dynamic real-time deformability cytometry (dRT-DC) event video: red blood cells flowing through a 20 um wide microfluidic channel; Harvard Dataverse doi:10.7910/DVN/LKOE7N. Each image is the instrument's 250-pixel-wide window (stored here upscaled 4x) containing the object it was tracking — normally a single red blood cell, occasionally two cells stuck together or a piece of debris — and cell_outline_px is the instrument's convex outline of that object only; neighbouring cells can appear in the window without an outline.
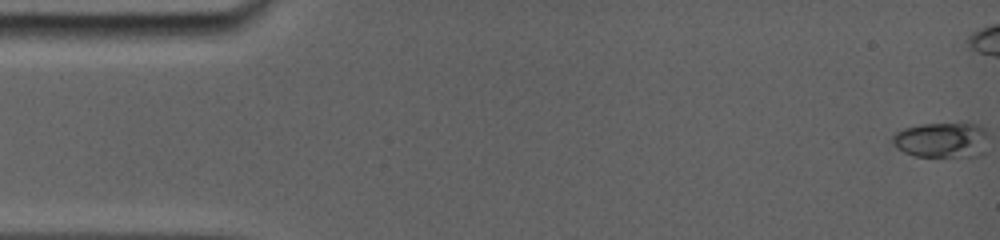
{"species": "common noctule bat (a hibernating species)", "species_latin": "Nyctalus noctula", "temperature_condition": "room temperature", "stored_images_in_passage": 64, "camera_frame_rate_fps": 5000, "um_per_image_px": 0.085, "animal": {"sex": "female", "body_mass_g": 19.0, "forearm_length_mm": 56.7}, "frame": {"image": 1, "passage_image": 1, "time_ms": 0.0, "image_size_px": [1000, 240], "cell_outline_px": [[984, 132], [944, 156], [920, 156], [908, 152], [900, 148], [896, 144], [896, 136], [900, 132], [908, 128], [928, 124], [972, 124], [980, 128]], "centroid_in_image_um": [79.58, 11.77], "position_along_channel_um": 5.4, "area_um2": 14.85}}
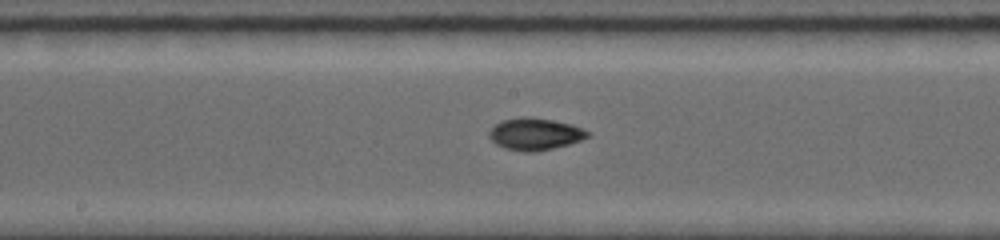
{"frame": {"image": 2, "passage_image": 39, "time_ms": 8.6, "image_size_px": [1000, 240], "cell_outline_px": [[588, 136], [580, 140], [568, 144], [552, 148], [532, 152], [524, 152], [504, 148], [496, 144], [488, 136], [488, 132], [496, 124], [504, 120], [552, 120], [568, 124], [580, 128], [588, 132]], "centroid_in_image_um": [45.44, 11.45], "position_along_channel_um": 202.8, "area_um2": 17.22}}
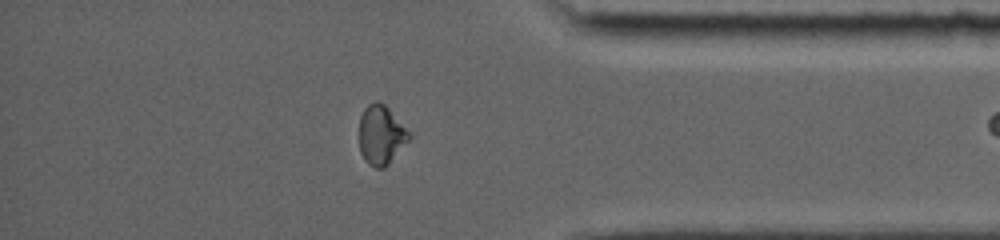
{"frame": {"image": 3, "passage_image": 62, "time_ms": 14.0, "image_size_px": [1000, 240], "cell_outline_px": [[412, 136], [388, 164], [384, 168], [376, 168], [368, 164], [364, 160], [360, 152], [360, 116], [364, 108], [368, 104], [376, 100], [384, 104], [388, 108]], "centroid_in_image_um": [32.37, 11.47], "position_along_channel_um": 402.8, "area_um2": 16.99}}